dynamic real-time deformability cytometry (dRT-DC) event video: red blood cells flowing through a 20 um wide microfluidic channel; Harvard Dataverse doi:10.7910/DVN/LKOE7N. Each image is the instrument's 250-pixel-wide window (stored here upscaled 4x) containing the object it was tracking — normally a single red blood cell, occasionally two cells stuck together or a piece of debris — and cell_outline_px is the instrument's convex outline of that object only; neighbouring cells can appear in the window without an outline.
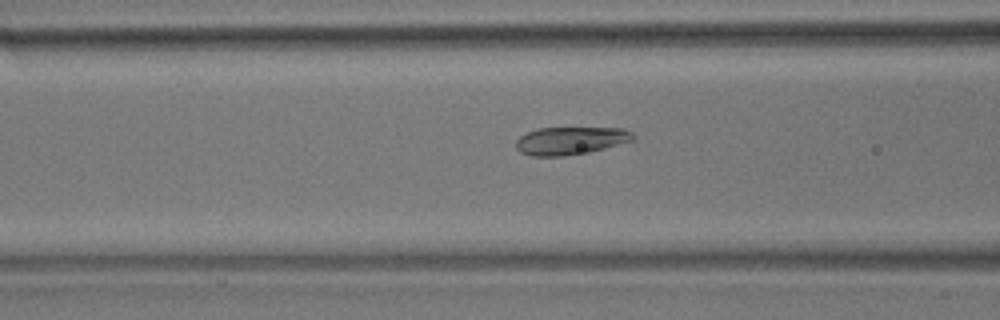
{"species": "common noctule bat (a hibernating species)", "species_latin": "Nyctalus noctula", "temperature_condition": "room temperature", "stored_images_in_passage": 52, "camera_frame_rate_fps": 3000, "um_per_image_px": 0.085, "animal": {"sex": "male", "body_mass_g": 17.9}, "frame": {"image": 1, "passage_image": 21, "time_ms": 6.667, "image_size_px": [1000, 320], "cell_outline_px": [[636, 136], [632, 140], [604, 148], [588, 152], [564, 156], [532, 156], [520, 152], [516, 148], [516, 140], [520, 136], [536, 128], [624, 128], [632, 132]], "centroid_in_image_um": [48.47, 11.95], "position_along_channel_um": 118.1, "area_um2": 18.9}}
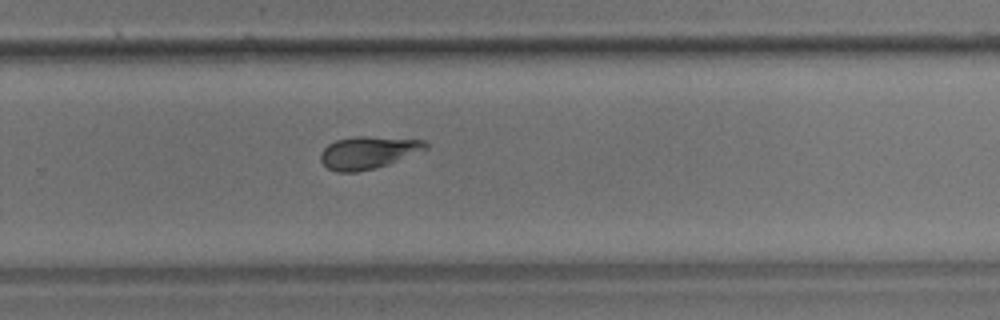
{"frame": {"image": 2, "passage_image": 35, "time_ms": 11.333, "image_size_px": [1000, 320], "cell_outline_px": [[428, 148], [388, 164], [356, 172], [336, 172], [328, 168], [320, 160], [320, 152], [328, 144], [336, 140], [356, 136], [368, 136], [424, 140], [428, 144]], "centroid_in_image_um": [31.26, 12.95], "position_along_channel_um": 298.5, "area_um2": 19.65}}
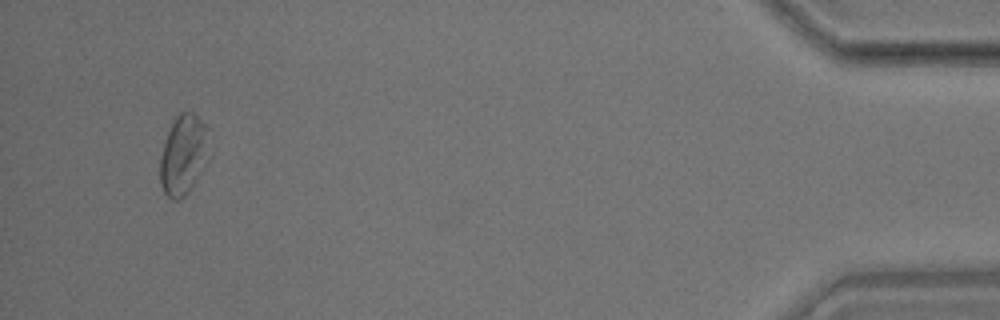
{"frame": {"image": 3, "passage_image": 50, "time_ms": 16.333, "image_size_px": [1000, 320], "cell_outline_px": [[204, 168], [188, 192], [180, 200], [172, 200], [164, 192], [160, 184], [160, 156], [168, 132], [176, 116], [180, 112], [192, 112], [204, 124]], "centroid_in_image_um": [15.5, 13.23], "position_along_channel_um": 419.7, "area_um2": 21.73}, "authors_computed_cell_mechanics": {"area_um2": 19.9699, "velocity_mm_per_s": 3.8696, "shape_relaxation_time_tau1_ms": 3.5375, "shape_relaxation_time_tau2_ms": 1.6522, "deformation_change_tau1": 0.098, "deformation_change_tau2": 0.057}}